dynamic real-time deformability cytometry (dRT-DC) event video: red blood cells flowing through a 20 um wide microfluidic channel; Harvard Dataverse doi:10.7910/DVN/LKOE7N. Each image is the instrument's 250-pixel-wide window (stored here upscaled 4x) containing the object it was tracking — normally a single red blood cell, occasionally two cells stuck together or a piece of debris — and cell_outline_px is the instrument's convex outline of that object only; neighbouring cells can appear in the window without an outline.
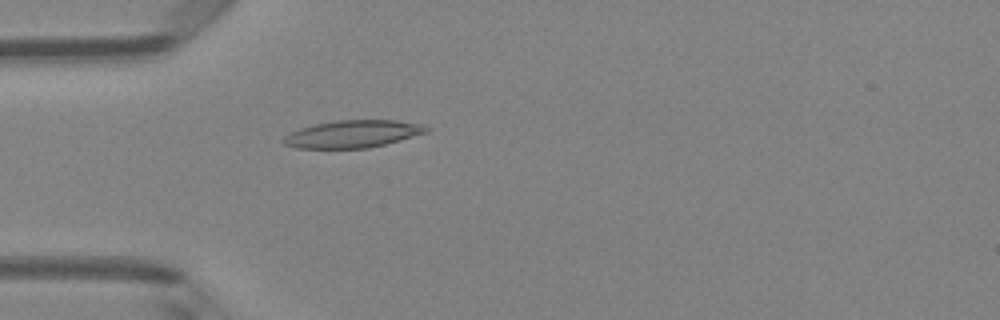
{"species": "Egyptian fruit bat (a non-hibernating species)", "species_latin": "Rousettus aegyptiacus", "temperature_condition": "room temperature", "stored_images_in_passage": 4, "camera_frame_rate_fps": 3000, "um_per_image_px": 0.085, "animal": {"sex": "female"}, "frame": {"image": 1, "passage_image": 4, "time_ms": 4.333, "image_size_px": [1000, 320], "cell_outline_px": [[428, 132], [384, 144], [368, 148], [296, 148], [284, 144], [280, 140], [284, 136], [300, 128], [316, 124], [336, 120], [396, 120], [420, 124], [428, 128]], "centroid_in_image_um": [29.94, 11.39], "position_along_channel_um": 55.1, "area_um2": 22.6}}